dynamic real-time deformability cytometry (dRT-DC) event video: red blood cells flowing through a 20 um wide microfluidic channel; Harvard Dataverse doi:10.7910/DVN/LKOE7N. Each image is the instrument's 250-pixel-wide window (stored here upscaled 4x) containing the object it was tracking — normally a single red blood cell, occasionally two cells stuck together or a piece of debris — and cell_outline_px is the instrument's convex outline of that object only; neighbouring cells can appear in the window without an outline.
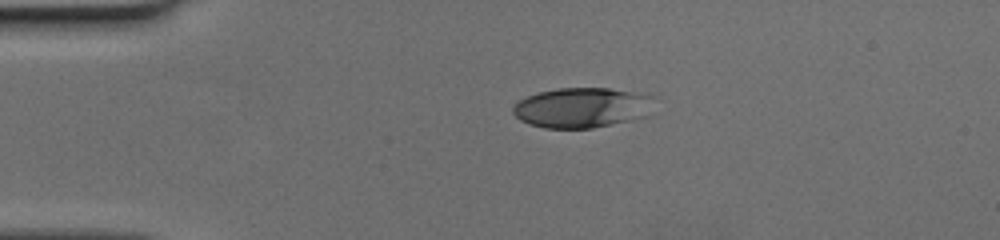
{"species": "human", "species_latin": "Homo sapiens", "temperature_condition": "cold", "stored_images_in_passage": 41, "camera_frame_rate_fps": 3000, "um_per_image_px": 0.085, "donor": {"sex": "female"}, "frame": {"image": 1, "passage_image": 1, "time_ms": 0.0, "image_size_px": [1000, 240], "cell_outline_px": [[660, 96], [648, 116], [592, 128], [544, 128], [528, 124], [520, 120], [512, 112], [512, 108], [520, 100], [528, 96], [540, 92], [560, 88], [608, 88]], "centroid_in_image_um": [49.56, 9.14], "position_along_channel_um": 35.4, "area_um2": 33.35}}
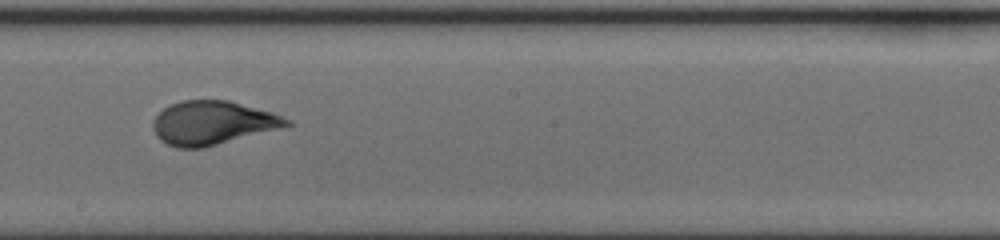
{"frame": {"image": 2, "passage_image": 19, "time_ms": 6.0, "image_size_px": [1000, 240], "cell_outline_px": [[292, 124], [204, 148], [176, 148], [160, 140], [156, 136], [152, 128], [152, 120], [164, 108], [180, 100], [228, 100], [272, 112], [292, 120]], "centroid_in_image_um": [18.02, 10.44], "position_along_channel_um": 230.2, "area_um2": 33.81}}
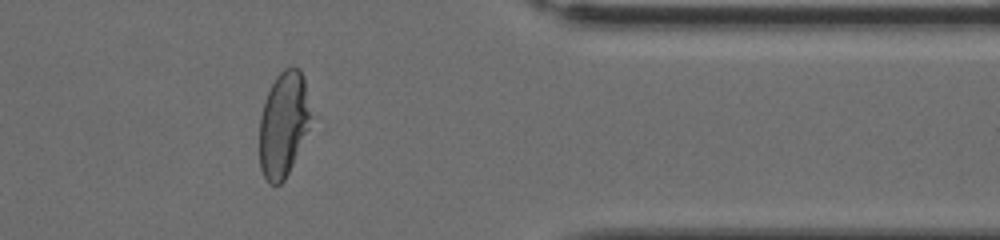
{"frame": {"image": 3, "passage_image": 32, "time_ms": 10.333, "image_size_px": [1000, 240], "cell_outline_px": [[312, 116], [308, 128], [292, 164], [284, 180], [280, 184], [268, 184], [260, 168], [260, 116], [264, 100], [276, 76], [284, 68], [300, 68], [304, 80]], "centroid_in_image_um": [24.08, 10.55], "position_along_channel_um": 387.3, "area_um2": 31.15}}